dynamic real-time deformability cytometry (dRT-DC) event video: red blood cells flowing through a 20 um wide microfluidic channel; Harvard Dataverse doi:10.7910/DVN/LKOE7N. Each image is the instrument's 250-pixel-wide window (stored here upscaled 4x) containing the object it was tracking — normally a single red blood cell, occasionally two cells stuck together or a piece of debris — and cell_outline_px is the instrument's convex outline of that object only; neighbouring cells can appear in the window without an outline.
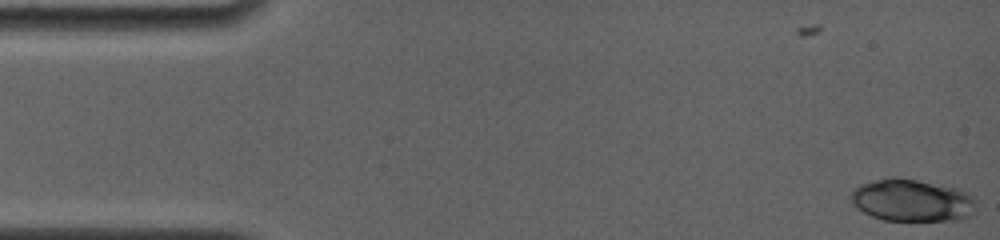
{"species": "common noctule bat (a hibernating species)", "species_latin": "Nyctalus noctula", "temperature_condition": "room temperature", "stored_images_in_passage": 21, "camera_frame_rate_fps": 4000, "um_per_image_px": 0.085, "animal": {"sex": "female", "body_mass_g": 19.0, "forearm_length_mm": 56.7}, "frame": {"image": 1, "passage_image": 1, "time_ms": 0.0, "image_size_px": [1000, 240], "cell_outline_px": [[976, 204], [972, 212], [968, 216], [960, 220], [884, 220], [872, 216], [864, 212], [848, 196], [860, 184], [892, 176], [896, 176], [960, 188], [972, 196], [976, 200]], "centroid_in_image_um": [77.55, 17.01], "position_along_channel_um": 7.5, "area_um2": 30.75}}
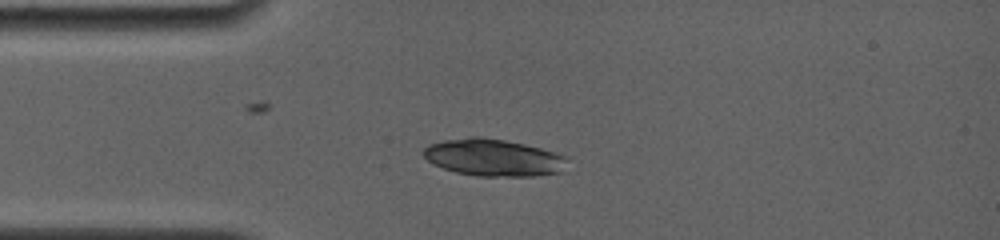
{"frame": {"image": 2, "passage_image": 17, "time_ms": 3.75, "image_size_px": [1000, 240], "cell_outline_px": [[568, 160], [564, 172], [536, 176], [476, 176], [456, 172], [432, 164], [420, 152], [428, 144], [444, 140], [468, 136], [480, 136], [504, 140], [524, 144], [540, 148], [568, 156]], "centroid_in_image_um": [41.95, 13.39], "position_along_channel_um": 43.0, "area_um2": 31.5}}